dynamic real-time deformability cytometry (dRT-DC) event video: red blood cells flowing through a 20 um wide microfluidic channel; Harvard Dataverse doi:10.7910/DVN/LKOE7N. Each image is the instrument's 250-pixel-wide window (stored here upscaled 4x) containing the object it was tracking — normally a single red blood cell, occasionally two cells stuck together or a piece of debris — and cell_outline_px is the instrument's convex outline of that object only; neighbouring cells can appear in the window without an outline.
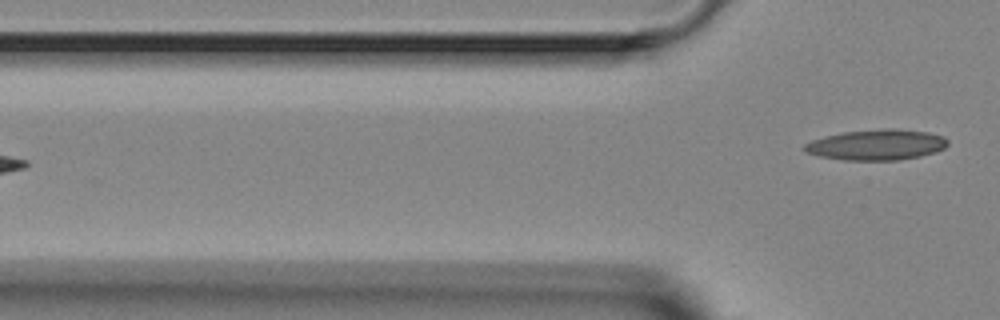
{"species": "Egyptian fruit bat (a non-hibernating species)", "species_latin": "Rousettus aegyptiacus", "temperature_condition": "room temperature", "stored_images_in_passage": 3, "camera_frame_rate_fps": 3000, "um_per_image_px": 0.085, "animal": {"sex": "female"}, "frame": {"image": 1, "passage_image": 3, "time_ms": 3.0, "image_size_px": [1000, 320], "cell_outline_px": [[948, 144], [944, 148], [936, 152], [920, 156], [900, 160], [844, 160], [820, 156], [808, 152], [800, 148], [804, 144], [812, 140], [824, 136], [844, 132], [892, 128], [928, 132], [944, 136], [948, 140]], "centroid_in_image_um": [74.52, 12.31], "position_along_channel_um": 51.3, "area_um2": 25.55}}